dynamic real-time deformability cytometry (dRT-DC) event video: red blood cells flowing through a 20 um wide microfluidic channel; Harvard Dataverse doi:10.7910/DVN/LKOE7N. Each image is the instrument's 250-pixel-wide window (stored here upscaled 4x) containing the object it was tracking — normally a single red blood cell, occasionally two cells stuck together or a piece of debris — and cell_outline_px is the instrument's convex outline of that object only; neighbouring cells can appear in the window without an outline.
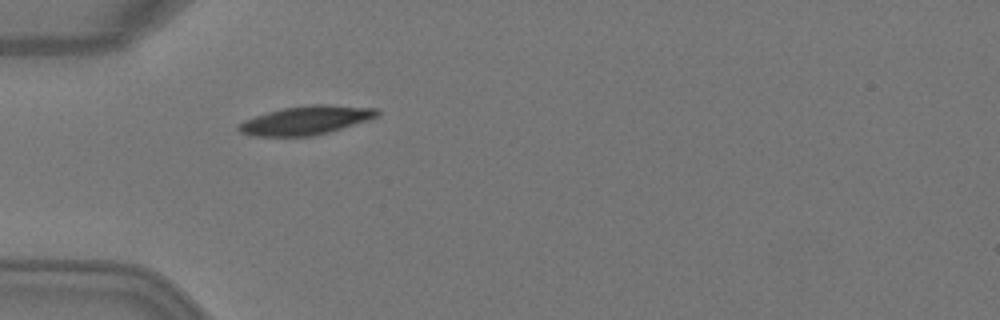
{"species": "Egyptian fruit bat (a non-hibernating species)", "species_latin": "Rousettus aegyptiacus", "temperature_condition": "warm", "stored_images_in_passage": 4, "camera_frame_rate_fps": 3000, "um_per_image_px": 0.085, "animal": {"sex": "female"}, "frame": {"image": 1, "passage_image": 4, "time_ms": 1.0, "image_size_px": [1000, 320], "cell_outline_px": [[380, 116], [368, 120], [316, 136], [248, 136], [240, 132], [236, 128], [236, 124], [244, 120], [268, 112], [284, 108], [312, 104], [324, 104], [376, 108], [380, 112]], "centroid_in_image_um": [25.99, 10.23], "position_along_channel_um": 59.0, "area_um2": 23.29}}